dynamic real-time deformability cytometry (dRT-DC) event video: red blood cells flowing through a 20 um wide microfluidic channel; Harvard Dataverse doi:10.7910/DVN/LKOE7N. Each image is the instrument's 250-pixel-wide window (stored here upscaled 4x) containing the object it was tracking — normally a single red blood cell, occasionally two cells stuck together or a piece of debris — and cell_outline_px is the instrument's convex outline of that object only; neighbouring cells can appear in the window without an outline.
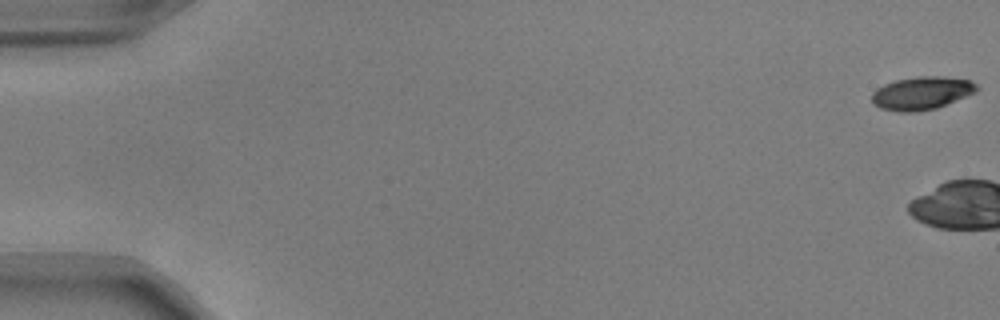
{"species": "common noctule bat (a hibernating species)", "species_latin": "Nyctalus noctula", "temperature_condition": "warm", "stored_images_in_passage": 4, "camera_frame_rate_fps": 3000, "um_per_image_px": 0.085, "animal": {"sex": "male", "body_mass_g": 17.9, "forearm_length_mm": 54.2}, "frame": {"image": 1, "passage_image": 1, "time_ms": 0.0, "image_size_px": [1000, 320], "cell_outline_px": [[980, 88], [976, 92], [936, 108], [912, 112], [896, 112], [880, 108], [872, 104], [872, 92], [876, 88], [884, 84], [896, 80], [916, 76], [944, 76], [972, 80]], "centroid_in_image_um": [78.33, 7.91], "position_along_channel_um": 6.7, "area_um2": 20.4}}